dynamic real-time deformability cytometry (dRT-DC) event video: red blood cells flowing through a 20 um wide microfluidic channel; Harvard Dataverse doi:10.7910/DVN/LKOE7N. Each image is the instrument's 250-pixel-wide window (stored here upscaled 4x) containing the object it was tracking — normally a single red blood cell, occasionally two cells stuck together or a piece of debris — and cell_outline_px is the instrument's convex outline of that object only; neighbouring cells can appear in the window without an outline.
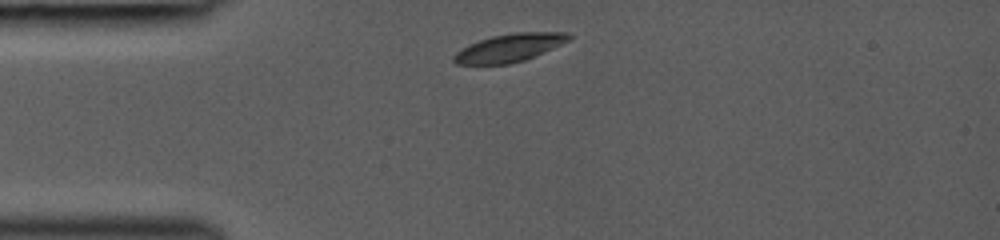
{"species": "common noctule bat (a hibernating species)", "species_latin": "Nyctalus noctula", "temperature_condition": "room temperature", "stored_images_in_passage": 35, "camera_frame_rate_fps": 3000, "um_per_image_px": 0.085, "animal": {"sex": "female", "body_mass_g": 19.0, "forearm_length_mm": 53.3}, "frame": {"image": 1, "passage_image": 1, "time_ms": 0.0, "image_size_px": [1000, 240], "cell_outline_px": [[572, 40], [544, 52], [524, 60], [508, 64], [456, 64], [452, 60], [452, 56], [460, 48], [468, 44], [492, 36], [512, 32], [568, 32], [572, 36]], "centroid_in_image_um": [43.31, 4.05], "position_along_channel_um": 41.7, "area_um2": 18.96}}
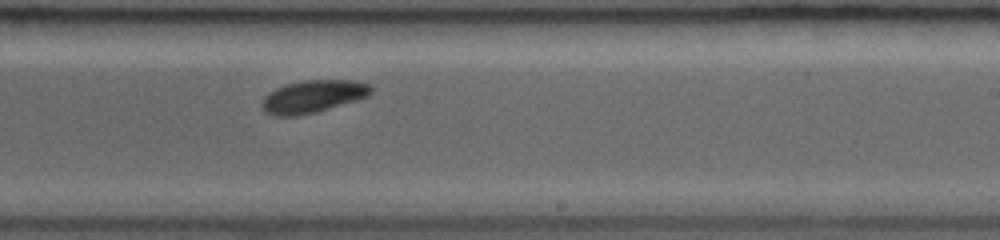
{"frame": {"image": 2, "passage_image": 22, "time_ms": 5.667, "image_size_px": [1000, 240], "cell_outline_px": [[372, 92], [368, 96], [316, 112], [296, 116], [272, 116], [264, 112], [260, 104], [264, 96], [268, 92], [276, 88], [288, 84], [304, 80], [352, 80], [372, 84]], "centroid_in_image_um": [26.57, 8.2], "position_along_channel_um": 262.4, "area_um2": 20.75}}
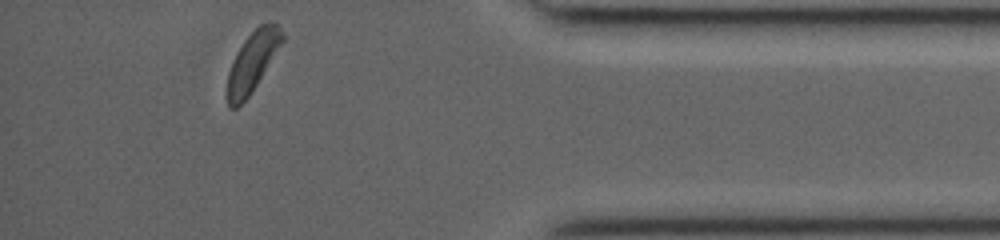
{"frame": {"image": 3, "passage_image": 35, "time_ms": 9.667, "image_size_px": [1000, 240], "cell_outline_px": [[284, 40], [256, 84], [248, 96], [236, 108], [228, 108], [224, 96], [228, 72], [232, 60], [236, 52], [244, 40], [260, 24], [276, 24], [284, 32]], "centroid_in_image_um": [21.39, 5.3], "position_along_channel_um": 413.8, "area_um2": 19.07}}